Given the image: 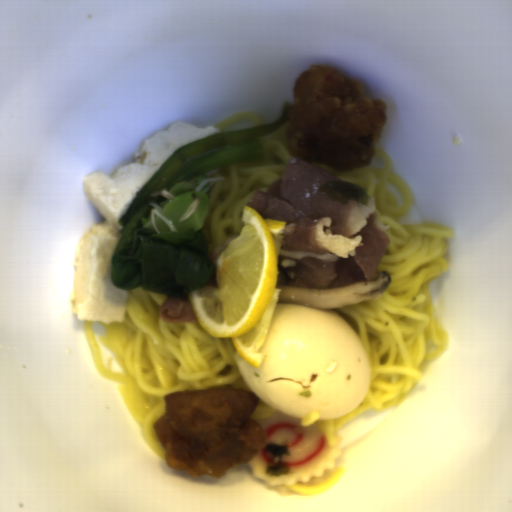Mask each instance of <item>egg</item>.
Here are the masks:
<instances>
[{"instance_id": "egg-1", "label": "egg", "mask_w": 512, "mask_h": 512, "mask_svg": "<svg viewBox=\"0 0 512 512\" xmlns=\"http://www.w3.org/2000/svg\"><path fill=\"white\" fill-rule=\"evenodd\" d=\"M236 368L267 407L289 417L338 419L366 398L371 366L355 331L331 309L276 302L258 367L238 352Z\"/></svg>"}]
</instances>
